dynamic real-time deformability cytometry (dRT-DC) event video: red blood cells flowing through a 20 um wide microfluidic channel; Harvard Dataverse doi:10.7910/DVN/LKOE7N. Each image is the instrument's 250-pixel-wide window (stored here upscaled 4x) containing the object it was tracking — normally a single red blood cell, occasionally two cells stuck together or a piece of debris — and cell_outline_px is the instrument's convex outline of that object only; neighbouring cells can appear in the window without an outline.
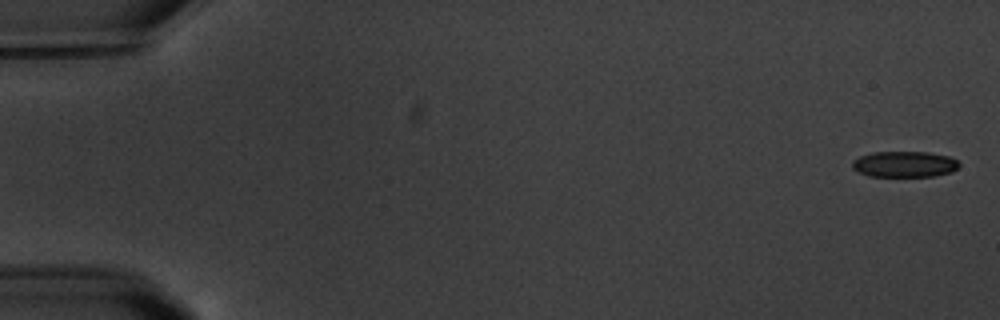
{"species": "common noctule bat (a hibernating species)", "species_latin": "Nyctalus noctula", "temperature_condition": "warm", "stored_images_in_passage": 4, "segment_of_instrument_passage": [2, 2], "camera_frame_rate_fps": 3000, "um_per_image_px": 0.085, "animal": {"sex": "male", "body_mass_g": 20.1, "forearm_length_mm": 53.5}, "frame": {"image": 1, "passage_image": 4, "time_ms": 4.333, "image_size_px": [1000, 320], "cell_outline_px": [[960, 164], [952, 172], [936, 176], [868, 176], [852, 168], [852, 160], [860, 156], [872, 152], [928, 152], [952, 156]], "centroid_in_image_um": [76.89, 13.95], "position_along_channel_um": 8.1, "area_um2": 16.24}}